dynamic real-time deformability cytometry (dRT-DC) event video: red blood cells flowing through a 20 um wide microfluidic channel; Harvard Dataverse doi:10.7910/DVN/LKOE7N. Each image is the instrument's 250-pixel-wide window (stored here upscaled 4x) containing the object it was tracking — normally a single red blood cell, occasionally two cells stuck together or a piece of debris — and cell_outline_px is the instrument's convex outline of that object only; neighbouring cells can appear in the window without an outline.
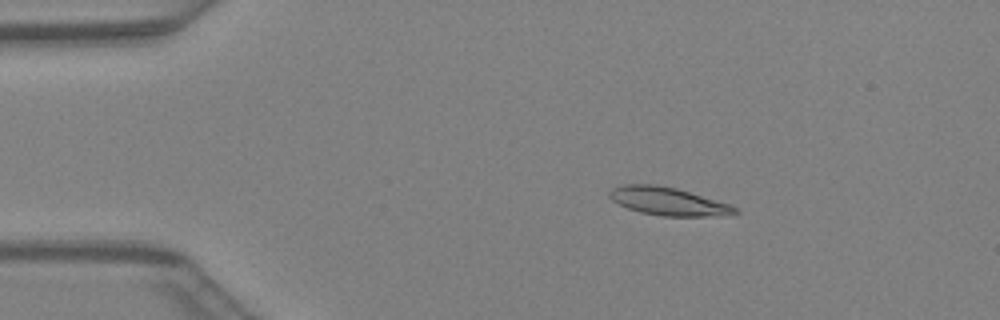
{"species": "Egyptian fruit bat (a non-hibernating species)", "species_latin": "Rousettus aegyptiacus", "temperature_condition": "warm", "stored_images_in_passage": 43, "camera_frame_rate_fps": 3000, "um_per_image_px": 0.085, "animal": {"sex": "female"}, "frame": {"image": 1, "passage_image": 8, "time_ms": 2.333, "image_size_px": [1000, 320], "cell_outline_px": [[740, 212], [732, 216], [664, 216], [640, 212], [628, 208], [612, 200], [608, 196], [608, 192], [612, 188], [624, 184], [656, 184], [676, 188], [728, 204], [736, 208]], "centroid_in_image_um": [56.79, 17.12], "position_along_channel_um": 28.2, "area_um2": 20.46}}
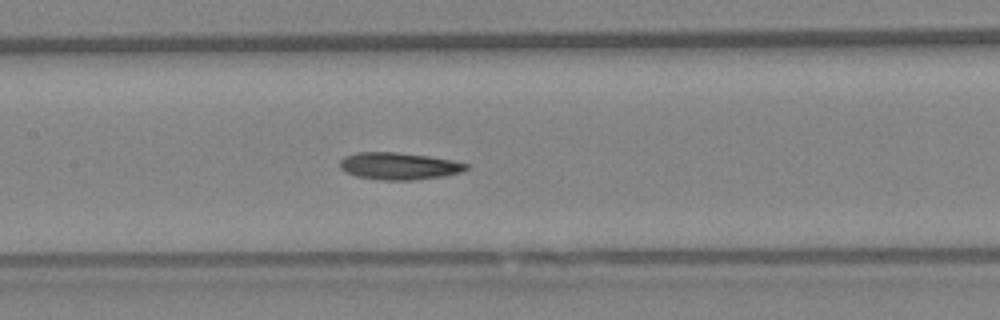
{"frame": {"image": 2, "passage_image": 21, "time_ms": 6.667, "image_size_px": [1000, 320], "cell_outline_px": [[468, 168], [460, 172], [444, 176], [412, 180], [380, 180], [356, 176], [344, 172], [340, 168], [340, 160], [344, 156], [356, 152], [396, 152], [428, 156], [452, 160], [468, 164]], "centroid_in_image_um": [33.86, 14.11], "position_along_channel_um": 173.5, "area_um2": 20.0}}
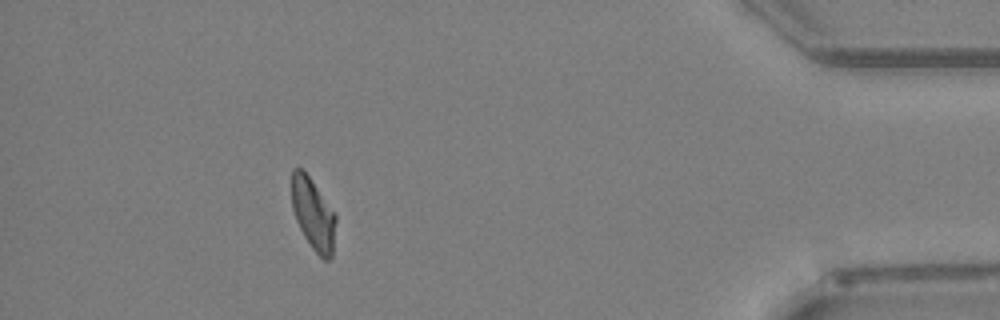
{"frame": {"image": 3, "passage_image": 39, "time_ms": 12.667, "image_size_px": [1000, 320], "cell_outline_px": [[336, 220], [332, 256], [328, 260], [324, 260], [312, 248], [304, 236], [296, 220], [292, 208], [292, 168], [304, 168], [336, 216]], "centroid_in_image_um": [26.61, 18.18], "position_along_channel_um": 408.6, "area_um2": 18.26}}